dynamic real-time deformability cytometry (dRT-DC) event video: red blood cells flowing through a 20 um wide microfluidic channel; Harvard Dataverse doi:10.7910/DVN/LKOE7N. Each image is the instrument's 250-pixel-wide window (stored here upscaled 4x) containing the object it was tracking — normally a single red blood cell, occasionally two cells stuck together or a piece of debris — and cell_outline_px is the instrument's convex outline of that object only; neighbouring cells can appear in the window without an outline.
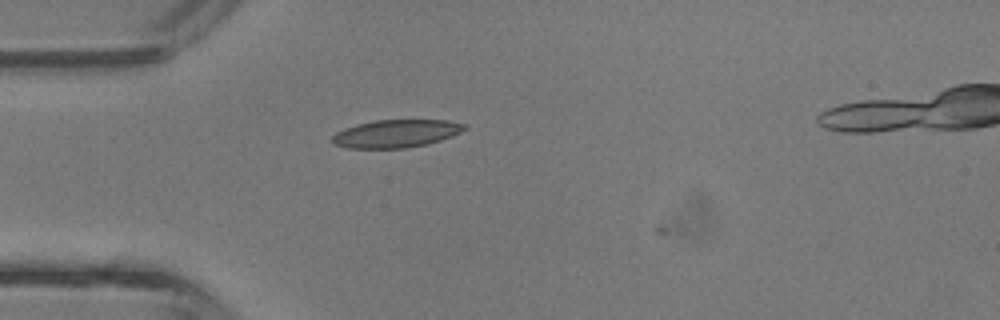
{"species": "common noctule bat (a hibernating species)", "species_latin": "Nyctalus noctula", "temperature_condition": "room temperature", "stored_images_in_passage": 3, "camera_frame_rate_fps": 3000, "um_per_image_px": 0.085, "animal": {"sex": "male", "body_mass_g": 13.3}, "frame": {"image": 1, "passage_image": 2, "time_ms": 0.333, "image_size_px": [1000, 320], "cell_outline_px": [[468, 128], [452, 136], [440, 140], [424, 144], [404, 148], [348, 148], [332, 144], [332, 136], [336, 132], [344, 128], [356, 124], [376, 120], [448, 120], [464, 124]], "centroid_in_image_um": [33.63, 11.35], "position_along_channel_um": 51.4, "area_um2": 21.39}}